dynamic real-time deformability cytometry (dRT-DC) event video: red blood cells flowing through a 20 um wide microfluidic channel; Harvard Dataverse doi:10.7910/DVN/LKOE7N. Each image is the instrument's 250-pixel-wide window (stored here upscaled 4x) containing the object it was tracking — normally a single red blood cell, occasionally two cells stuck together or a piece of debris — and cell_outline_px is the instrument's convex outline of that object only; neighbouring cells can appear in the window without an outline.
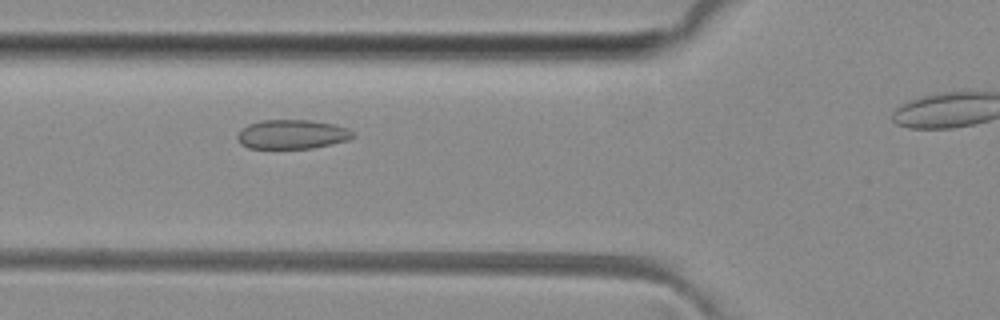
{"species": "common noctule bat (a hibernating species)", "species_latin": "Nyctalus noctula", "temperature_condition": "room temperature", "stored_images_in_passage": 35, "camera_frame_rate_fps": 3000, "um_per_image_px": 0.085, "animal": {"sex": "female", "body_mass_g": 29.2, "forearm_length_mm": 56.3}, "frame": {"image": 1, "passage_image": 12, "time_ms": 3.667, "image_size_px": [1000, 320], "cell_outline_px": [[356, 136], [348, 140], [312, 148], [248, 148], [240, 144], [236, 140], [236, 136], [248, 124], [260, 120], [308, 120], [336, 124], [348, 128]], "centroid_in_image_um": [24.82, 11.41], "position_along_channel_um": 101.0, "area_um2": 19.71}}
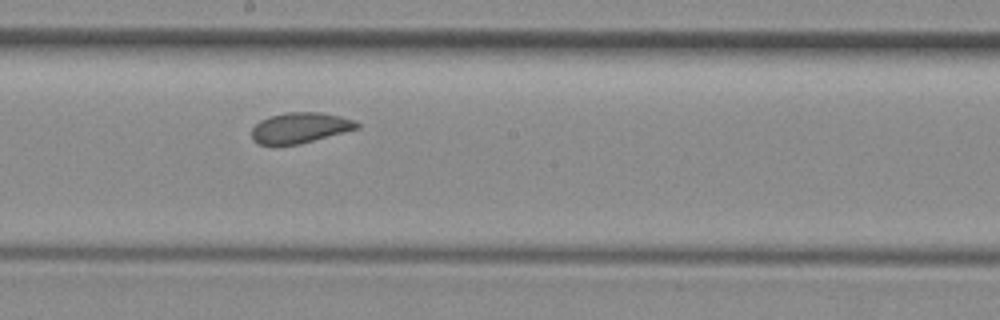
{"frame": {"image": 2, "passage_image": 21, "time_ms": 6.667, "image_size_px": [1000, 320], "cell_outline_px": [[360, 128], [300, 144], [260, 144], [252, 140], [252, 128], [260, 120], [272, 116], [288, 112], [320, 112], [340, 116], [352, 120], [360, 124]], "centroid_in_image_um": [25.52, 10.86], "position_along_channel_um": 222.7, "area_um2": 18.55}}
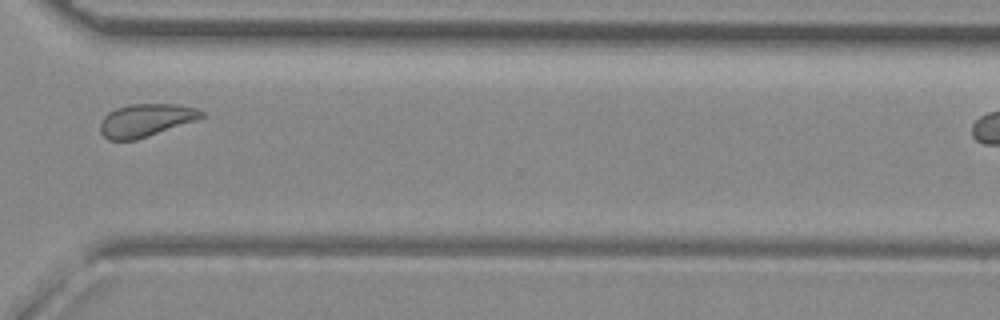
{"frame": {"image": 3, "passage_image": 31, "time_ms": 10.0, "image_size_px": [1000, 320], "cell_outline_px": [[204, 116], [196, 120], [136, 140], [108, 140], [100, 132], [100, 120], [108, 112], [116, 108], [128, 104], [176, 104], [196, 108], [204, 112]], "centroid_in_image_um": [12.36, 10.21], "position_along_channel_um": 358.2, "area_um2": 19.36}}